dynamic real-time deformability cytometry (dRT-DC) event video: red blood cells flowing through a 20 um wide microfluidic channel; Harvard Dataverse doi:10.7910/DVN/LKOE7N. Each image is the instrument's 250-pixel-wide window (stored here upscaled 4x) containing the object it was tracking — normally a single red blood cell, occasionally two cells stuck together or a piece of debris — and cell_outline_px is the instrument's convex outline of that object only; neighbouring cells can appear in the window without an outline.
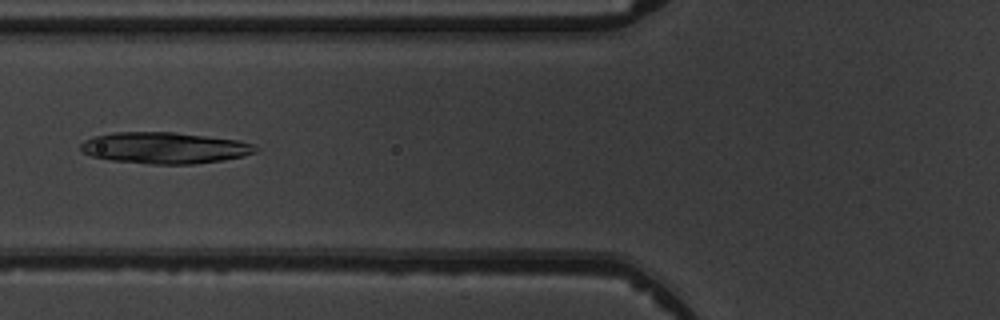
{"species": "common noctule bat (a hibernating species)", "species_latin": "Nyctalus noctula", "temperature_condition": "warm", "stored_images_in_passage": 6, "camera_frame_rate_fps": 3000, "um_per_image_px": 0.085, "animal": {"sex": "male", "body_mass_g": 19.5, "forearm_length_mm": 54.6}, "frame": {"image": 1, "passage_image": 5, "time_ms": 5.333, "image_size_px": [1000, 320], "cell_outline_px": [[260, 148], [256, 152], [244, 156], [224, 160], [192, 164], [148, 164], [112, 160], [92, 156], [84, 152], [80, 148], [80, 144], [84, 140], [96, 136], [112, 132], [172, 132], [240, 140], [252, 144]], "centroid_in_image_um": [14.02, 12.57], "position_along_channel_um": 111.8, "area_um2": 31.96}}
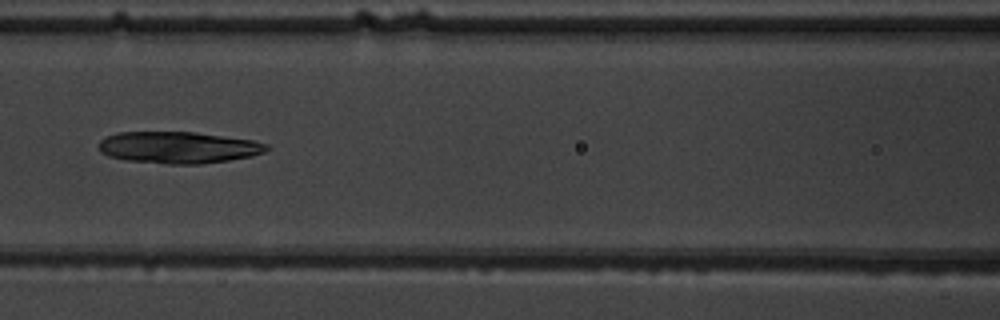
{"frame": {"image": 2, "passage_image": 6, "time_ms": 6.333, "image_size_px": [1000, 320], "cell_outline_px": [[272, 148], [264, 152], [252, 156], [228, 160], [200, 164], [168, 164], [124, 160], [108, 156], [100, 152], [100, 140], [116, 132], [196, 132], [252, 140], [268, 144]], "centroid_in_image_um": [15.17, 12.53], "position_along_channel_um": 151.4, "area_um2": 31.1}}